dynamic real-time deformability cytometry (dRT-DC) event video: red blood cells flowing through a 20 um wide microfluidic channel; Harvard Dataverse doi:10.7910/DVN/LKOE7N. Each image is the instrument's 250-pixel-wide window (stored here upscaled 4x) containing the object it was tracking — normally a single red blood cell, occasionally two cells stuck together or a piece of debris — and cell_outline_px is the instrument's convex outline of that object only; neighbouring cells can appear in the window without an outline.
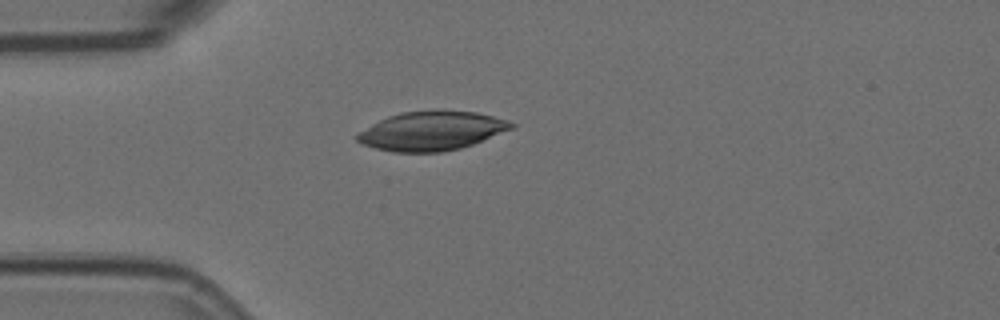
{"species": "Egyptian fruit bat (a non-hibernating species)", "species_latin": "Rousettus aegyptiacus", "temperature_condition": "room temperature", "stored_images_in_passage": 5, "camera_frame_rate_fps": 3000, "um_per_image_px": 0.085, "animal": {"sex": "female"}, "frame": {"image": 1, "passage_image": 4, "time_ms": 1.0, "image_size_px": [1000, 320], "cell_outline_px": [[516, 124], [512, 128], [472, 144], [460, 148], [444, 152], [392, 152], [376, 148], [364, 144], [356, 140], [356, 136], [360, 132], [372, 124], [388, 116], [404, 112], [436, 108], [476, 112], [508, 120]], "centroid_in_image_um": [36.7, 11.1], "position_along_channel_um": 48.3, "area_um2": 35.14}}